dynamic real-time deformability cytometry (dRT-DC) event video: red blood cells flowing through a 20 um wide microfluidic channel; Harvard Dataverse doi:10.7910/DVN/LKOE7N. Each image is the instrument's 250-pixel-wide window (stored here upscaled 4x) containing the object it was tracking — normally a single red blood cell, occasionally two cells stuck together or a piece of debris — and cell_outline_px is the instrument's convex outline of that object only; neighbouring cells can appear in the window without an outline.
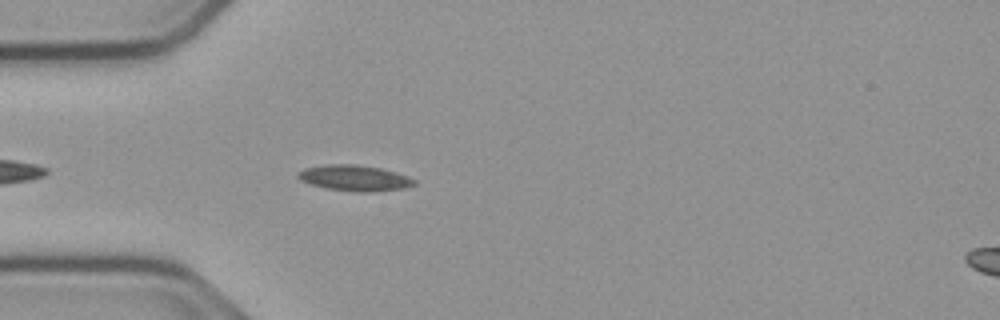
{"species": "common noctule bat (a hibernating species)", "species_latin": "Nyctalus noctula", "temperature_condition": "cold", "stored_images_in_passage": 22, "camera_frame_rate_fps": 3000, "um_per_image_px": 0.085, "animal": {"sex": "male", "body_mass_g": 23.1, "forearm_length_mm": 52.7}, "frame": {"image": 1, "passage_image": 5, "time_ms": 1.333, "image_size_px": [1000, 320], "cell_outline_px": [[416, 184], [404, 188], [368, 192], [360, 192], [324, 188], [300, 180], [296, 176], [296, 172], [304, 168], [324, 164], [356, 164], [380, 168], [408, 176], [416, 180]], "centroid_in_image_um": [30.1, 15.12], "position_along_channel_um": 54.9, "area_um2": 17.51}}
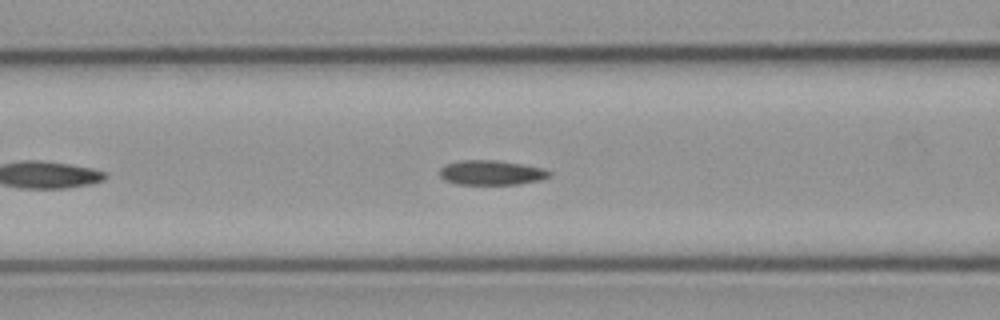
{"frame": {"image": 2, "passage_image": 11, "time_ms": 3.333, "image_size_px": [1000, 320], "cell_outline_px": [[552, 176], [540, 180], [520, 184], [456, 184], [444, 180], [440, 176], [440, 168], [444, 164], [460, 160], [496, 160], [544, 168], [552, 172]], "centroid_in_image_um": [41.77, 14.67], "position_along_channel_um": 124.8, "area_um2": 15.9}}
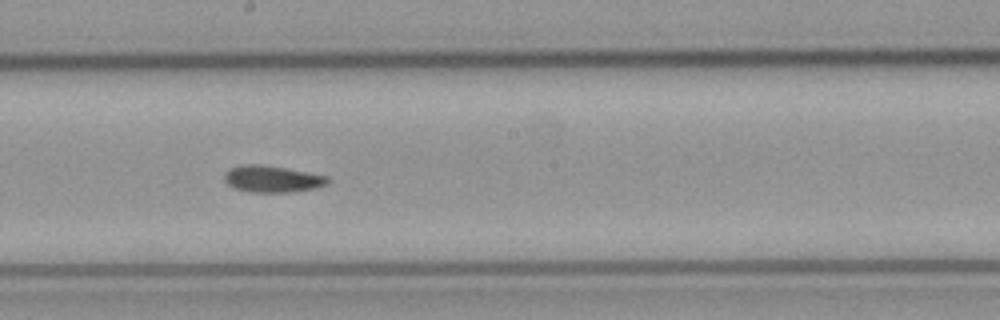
{"frame": {"image": 3, "passage_image": 19, "time_ms": 6.0, "image_size_px": [1000, 320], "cell_outline_px": [[328, 184], [316, 188], [292, 192], [248, 192], [236, 188], [228, 184], [224, 180], [224, 172], [228, 168], [244, 164], [260, 164], [284, 168], [328, 176]], "centroid_in_image_um": [23.11, 15.21], "position_along_channel_um": 225.1, "area_um2": 16.07}}